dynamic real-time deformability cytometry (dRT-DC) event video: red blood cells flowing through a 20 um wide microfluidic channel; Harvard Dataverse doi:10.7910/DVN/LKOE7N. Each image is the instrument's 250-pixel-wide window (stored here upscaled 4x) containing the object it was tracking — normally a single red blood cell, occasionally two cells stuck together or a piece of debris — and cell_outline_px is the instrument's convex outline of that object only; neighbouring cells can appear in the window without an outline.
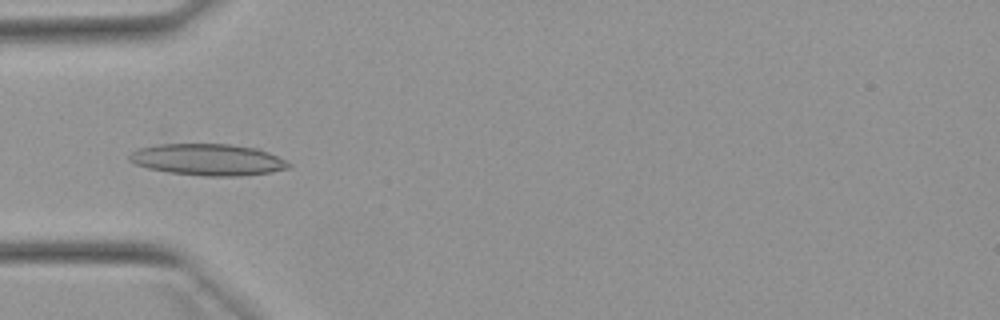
{"species": "Egyptian fruit bat (a non-hibernating species)", "species_latin": "Rousettus aegyptiacus", "temperature_condition": "warm", "stored_images_in_passage": 51, "camera_frame_rate_fps": 3000, "um_per_image_px": 0.085, "animal": {"sex": "female"}, "frame": {"image": 1, "passage_image": 16, "time_ms": 5.0, "image_size_px": [1000, 320], "cell_outline_px": [[292, 164], [288, 168], [272, 172], [240, 176], [204, 176], [168, 172], [148, 168], [136, 164], [128, 160], [128, 156], [132, 152], [140, 148], [156, 144], [228, 144], [260, 148]], "centroid_in_image_um": [17.68, 13.57], "position_along_channel_um": 67.3, "area_um2": 29.3}}
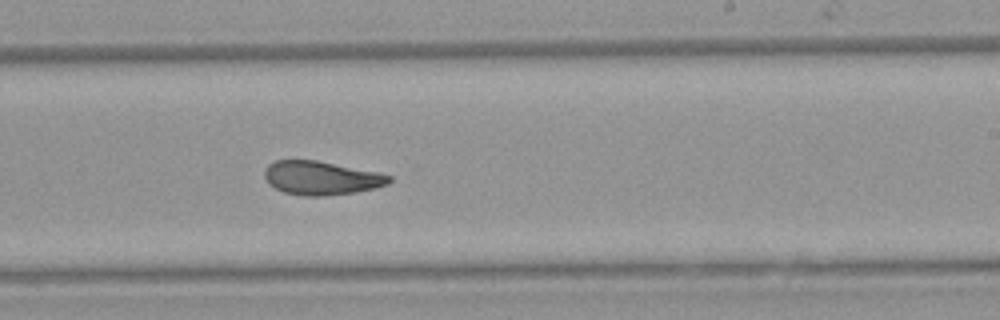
{"frame": {"image": 2, "passage_image": 31, "time_ms": 10.0, "image_size_px": [1000, 320], "cell_outline_px": [[392, 180], [388, 184], [376, 188], [356, 192], [324, 196], [304, 196], [284, 192], [268, 184], [264, 176], [264, 172], [268, 164], [276, 160], [316, 160], [376, 172], [392, 176]], "centroid_in_image_um": [27.29, 15.13], "position_along_channel_um": 261.7, "area_um2": 24.45}}
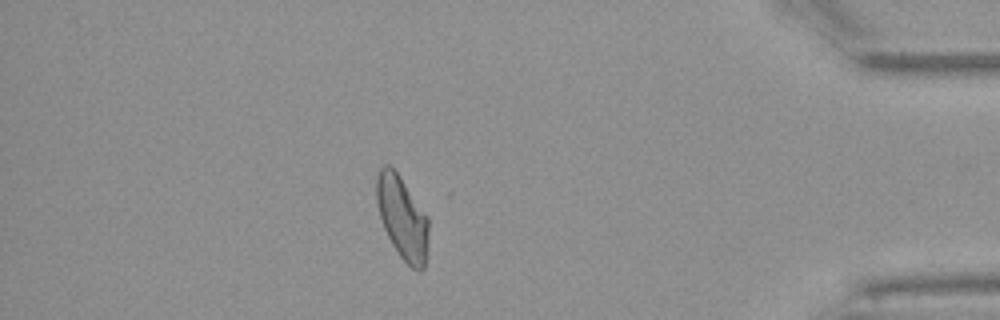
{"frame": {"image": 3, "passage_image": 45, "time_ms": 14.667, "image_size_px": [1000, 320], "cell_outline_px": [[428, 240], [424, 268], [420, 272], [416, 272], [400, 256], [392, 244], [384, 228], [380, 216], [376, 200], [376, 176], [380, 168], [384, 164], [388, 164], [400, 176], [428, 216]], "centroid_in_image_um": [34.2, 18.5], "position_along_channel_um": 401.0, "area_um2": 25.14}, "authors_computed_cell_mechanics": {"area_um2": 25.432, "velocity_mm_per_s": 3.89, "shape_relaxation_time_tau1_ms": null, "shape_relaxation_time_tau2_ms": 2.6329, "deformation_change_tau1": null, "deformation_change_tau2": 0.0973}}